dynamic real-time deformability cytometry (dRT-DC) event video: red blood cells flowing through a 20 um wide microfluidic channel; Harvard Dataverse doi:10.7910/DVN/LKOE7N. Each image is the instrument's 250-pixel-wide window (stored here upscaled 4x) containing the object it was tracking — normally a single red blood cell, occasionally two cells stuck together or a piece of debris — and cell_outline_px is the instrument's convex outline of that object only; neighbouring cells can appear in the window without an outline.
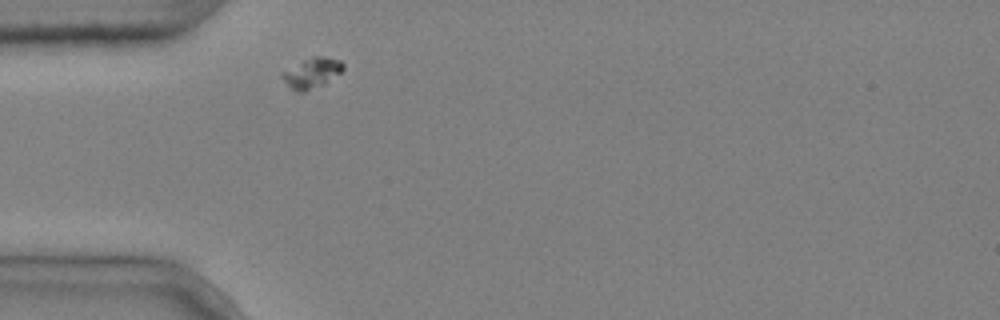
{"species": "common noctule bat (a hibernating species)", "species_latin": "Nyctalus noctula", "temperature_condition": "cold", "stored_images_in_passage": 1, "camera_frame_rate_fps": 3000, "um_per_image_px": 0.085, "animal": {"sex": "male", "body_mass_g": 20.4}, "frame": {"image": 1, "passage_image": 1, "time_ms": 0.0, "image_size_px": [1000, 320], "cell_outline_px": [[344, 68], [340, 72], [324, 84], [304, 92], [296, 92], [280, 76], [280, 72], [312, 56], [328, 56], [340, 60], [344, 64]], "centroid_in_image_um": [26.51, 6.18], "position_along_channel_um": 58.5, "area_um2": 10.69}}